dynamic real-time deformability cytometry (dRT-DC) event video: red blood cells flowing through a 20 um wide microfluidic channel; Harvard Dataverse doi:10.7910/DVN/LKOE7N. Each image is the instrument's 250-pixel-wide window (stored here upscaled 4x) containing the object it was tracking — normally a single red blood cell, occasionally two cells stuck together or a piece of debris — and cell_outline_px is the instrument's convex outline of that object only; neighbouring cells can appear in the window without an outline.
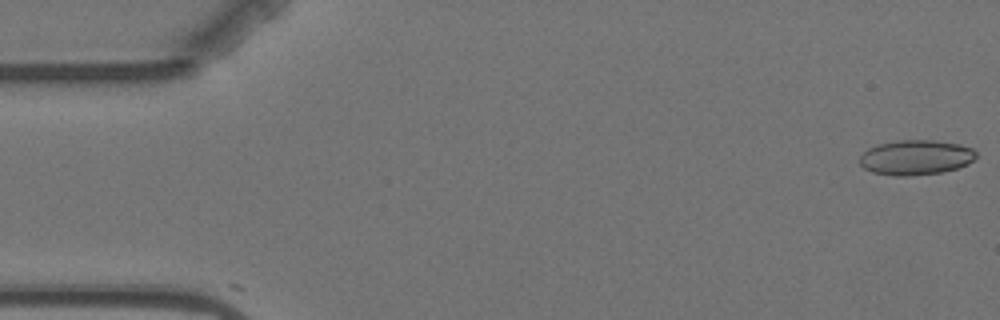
{"species": "Egyptian fruit bat (a non-hibernating species)", "species_latin": "Rousettus aegyptiacus", "temperature_condition": "warm", "stored_images_in_passage": 6, "camera_frame_rate_fps": 3000, "um_per_image_px": 0.085, "animal": {"sex": "female"}, "frame": {"image": 1, "passage_image": 1, "time_ms": 0.0, "image_size_px": [1000, 320], "cell_outline_px": [[976, 156], [968, 164], [944, 172], [908, 176], [892, 176], [872, 172], [864, 168], [860, 164], [860, 156], [868, 148], [876, 144], [896, 140], [932, 140], [960, 144], [972, 148], [976, 152]], "centroid_in_image_um": [77.82, 13.38], "position_along_channel_um": 7.2, "area_um2": 23.87}}
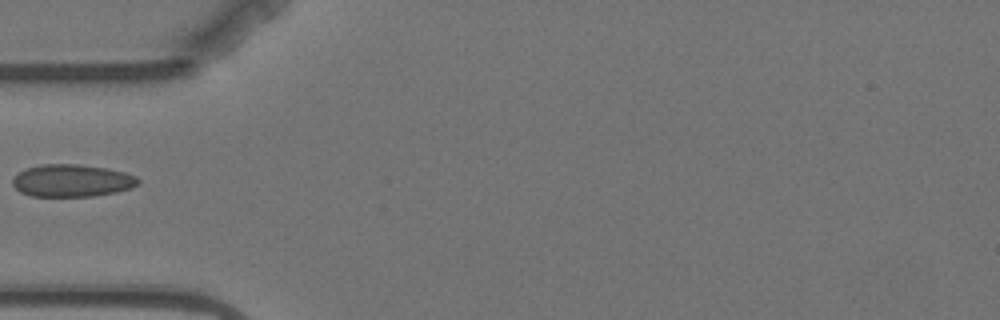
{"frame": {"image": 2, "passage_image": 5, "time_ms": 5.667, "image_size_px": [1000, 320], "cell_outline_px": [[140, 184], [132, 188], [116, 192], [92, 196], [32, 196], [20, 192], [12, 184], [12, 180], [20, 172], [28, 168], [40, 164], [80, 164], [104, 168], [124, 172], [136, 176], [140, 180]], "centroid_in_image_um": [6.14, 15.35], "position_along_channel_um": 78.9, "area_um2": 23.64}}
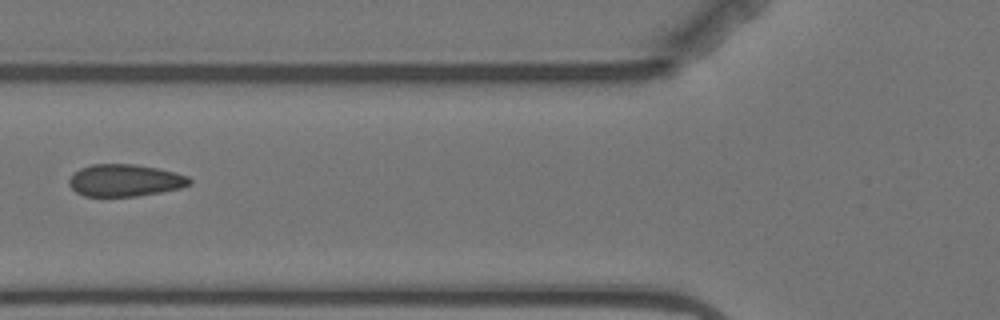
{"frame": {"image": 3, "passage_image": 6, "time_ms": 6.667, "image_size_px": [1000, 320], "cell_outline_px": [[192, 184], [180, 188], [160, 192], [136, 196], [84, 196], [76, 192], [68, 184], [68, 180], [80, 168], [92, 164], [136, 164], [160, 168], [188, 176], [192, 180]], "centroid_in_image_um": [10.64, 15.32], "position_along_channel_um": 115.2, "area_um2": 22.6}}